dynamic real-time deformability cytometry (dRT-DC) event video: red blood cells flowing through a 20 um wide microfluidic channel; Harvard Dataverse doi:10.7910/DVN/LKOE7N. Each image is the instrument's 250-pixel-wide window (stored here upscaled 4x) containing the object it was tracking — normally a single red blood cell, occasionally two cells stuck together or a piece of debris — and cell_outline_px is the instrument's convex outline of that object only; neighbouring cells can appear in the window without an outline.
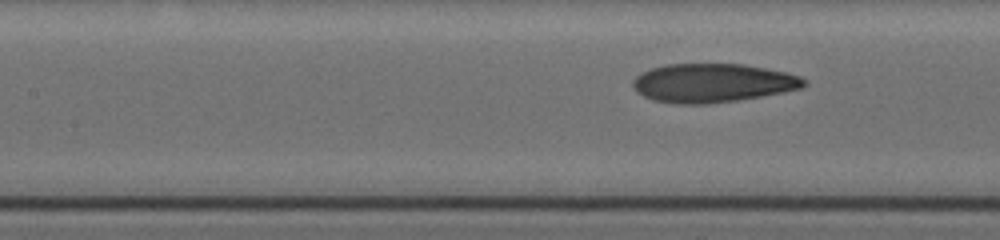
{"species": "human", "species_latin": "Homo sapiens", "temperature_condition": "cold", "stored_images_in_passage": 15, "segment_of_instrument_passage": [2, 2], "camera_frame_rate_fps": 3000, "um_per_image_px": 0.085, "donor": {"sex": "female"}, "frame": {"image": 1, "passage_image": 15, "time_ms": 12.0, "image_size_px": [1000, 240], "cell_outline_px": [[808, 84], [804, 88], [784, 92], [736, 100], [708, 104], [676, 104], [652, 100], [636, 92], [632, 84], [632, 80], [640, 72], [664, 64], [744, 64], [784, 72], [800, 76]], "centroid_in_image_um": [60.54, 7.05], "position_along_channel_um": 146.9, "area_um2": 38.78}}